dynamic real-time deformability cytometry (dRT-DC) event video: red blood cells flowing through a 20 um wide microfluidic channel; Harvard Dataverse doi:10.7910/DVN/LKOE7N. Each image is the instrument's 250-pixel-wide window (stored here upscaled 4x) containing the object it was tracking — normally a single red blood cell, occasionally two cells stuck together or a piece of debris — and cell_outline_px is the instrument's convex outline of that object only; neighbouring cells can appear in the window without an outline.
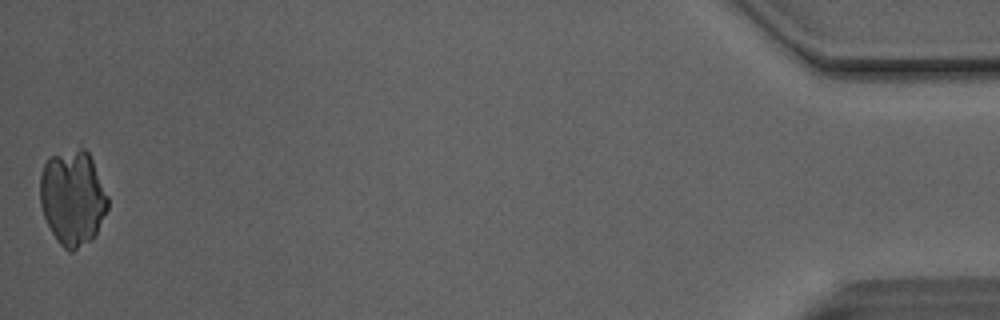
{"species": "Egyptian fruit bat (a non-hibernating species)", "species_latin": "Rousettus aegyptiacus", "temperature_condition": "room temperature", "stored_images_in_passage": 48, "camera_frame_rate_fps": 3000, "um_per_image_px": 0.085, "animal": {"sex": "male"}, "frame": {"image": 1, "passage_image": 48, "time_ms": 15.667, "image_size_px": [1000, 320], "cell_outline_px": [[108, 208], [96, 232], [88, 240], [72, 252], [68, 252], [56, 240], [44, 216], [40, 204], [40, 176], [44, 164], [52, 156], [80, 148], [84, 148], [88, 152], [92, 160], [108, 196]], "centroid_in_image_um": [6.16, 16.81], "position_along_channel_um": 429.0, "area_um2": 36.99}}